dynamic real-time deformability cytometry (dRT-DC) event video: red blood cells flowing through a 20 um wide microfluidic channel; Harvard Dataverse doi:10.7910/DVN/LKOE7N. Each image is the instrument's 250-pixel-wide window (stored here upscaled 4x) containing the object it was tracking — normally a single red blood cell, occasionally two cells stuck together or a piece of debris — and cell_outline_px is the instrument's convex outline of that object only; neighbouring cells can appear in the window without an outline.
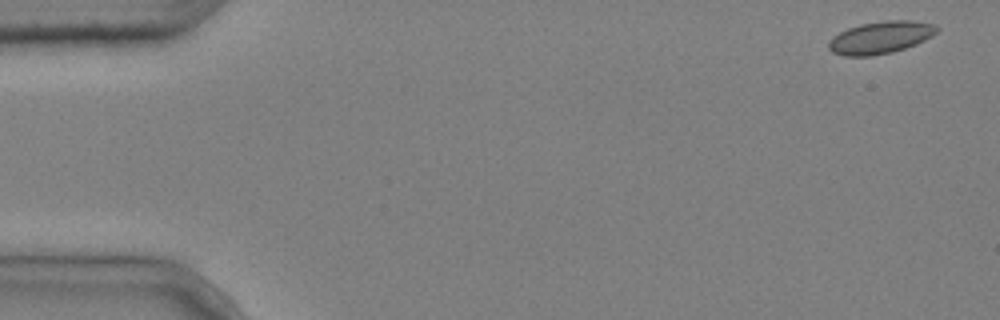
{"species": "common noctule bat (a hibernating species)", "species_latin": "Nyctalus noctula", "temperature_condition": "cold", "stored_images_in_passage": 2, "segment_of_instrument_passage": [2, 2], "camera_frame_rate_fps": 3000, "um_per_image_px": 0.085, "animal": {"sex": "male", "body_mass_g": 20.4}, "frame": {"image": 1, "passage_image": 2, "time_ms": 0.333, "image_size_px": [1000, 320], "cell_outline_px": [[940, 28], [932, 36], [916, 44], [892, 52], [872, 56], [844, 56], [832, 52], [828, 48], [828, 40], [832, 36], [848, 28], [860, 24], [884, 20], [912, 20], [936, 24]], "centroid_in_image_um": [74.84, 3.18], "position_along_channel_um": 10.2, "area_um2": 20.58}}